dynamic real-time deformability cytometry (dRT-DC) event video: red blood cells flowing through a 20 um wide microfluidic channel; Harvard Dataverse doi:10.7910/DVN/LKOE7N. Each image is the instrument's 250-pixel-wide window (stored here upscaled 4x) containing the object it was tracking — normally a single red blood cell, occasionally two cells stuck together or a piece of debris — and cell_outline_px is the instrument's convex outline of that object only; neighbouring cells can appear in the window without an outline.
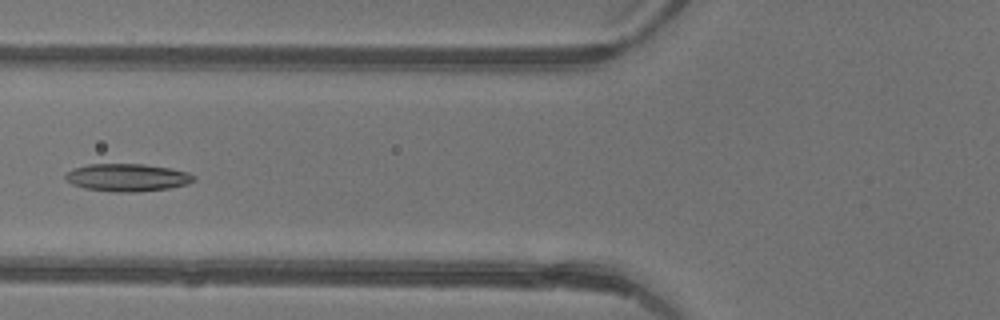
{"species": "common noctule bat (a hibernating species)", "species_latin": "Nyctalus noctula", "temperature_condition": "warm", "stored_images_in_passage": 5, "camera_frame_rate_fps": 3000, "um_per_image_px": 0.085, "animal": {"sex": "female"}, "frame": {"image": 1, "passage_image": 5, "time_ms": 1.333, "image_size_px": [1000, 320], "cell_outline_px": [[196, 180], [188, 184], [168, 188], [136, 192], [112, 192], [84, 188], [72, 184], [64, 176], [68, 172], [76, 168], [88, 164], [144, 164], [172, 168], [188, 172], [196, 176]], "centroid_in_image_um": [10.87, 15.09], "position_along_channel_um": 114.9, "area_um2": 20.69}}